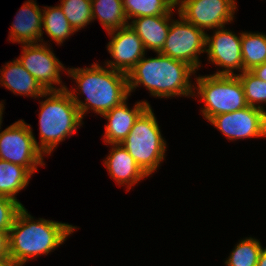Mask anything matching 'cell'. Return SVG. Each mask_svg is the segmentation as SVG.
I'll use <instances>...</instances> for the list:
<instances>
[{"label":"cell","instance_id":"obj_1","mask_svg":"<svg viewBox=\"0 0 266 266\" xmlns=\"http://www.w3.org/2000/svg\"><path fill=\"white\" fill-rule=\"evenodd\" d=\"M89 66L67 68L68 77L73 78L77 86L71 90L66 87V91L78 107L82 119L90 111L102 116L130 96L127 74L105 64L100 66L97 62ZM81 94L85 96L84 101L79 98Z\"/></svg>","mask_w":266,"mask_h":266},{"label":"cell","instance_id":"obj_2","mask_svg":"<svg viewBox=\"0 0 266 266\" xmlns=\"http://www.w3.org/2000/svg\"><path fill=\"white\" fill-rule=\"evenodd\" d=\"M72 224L45 218L35 219L25 206L18 212L8 233L9 255L13 266L57 250L75 230Z\"/></svg>","mask_w":266,"mask_h":266},{"label":"cell","instance_id":"obj_3","mask_svg":"<svg viewBox=\"0 0 266 266\" xmlns=\"http://www.w3.org/2000/svg\"><path fill=\"white\" fill-rule=\"evenodd\" d=\"M145 56L127 74L130 96L143 86L155 98L193 97L191 77L197 72L192 66L161 53L154 58Z\"/></svg>","mask_w":266,"mask_h":266},{"label":"cell","instance_id":"obj_4","mask_svg":"<svg viewBox=\"0 0 266 266\" xmlns=\"http://www.w3.org/2000/svg\"><path fill=\"white\" fill-rule=\"evenodd\" d=\"M40 101L39 150L47 157L66 138H70L83 125L78 107L66 90L46 91Z\"/></svg>","mask_w":266,"mask_h":266},{"label":"cell","instance_id":"obj_5","mask_svg":"<svg viewBox=\"0 0 266 266\" xmlns=\"http://www.w3.org/2000/svg\"><path fill=\"white\" fill-rule=\"evenodd\" d=\"M160 128L153 109L149 106L121 143L148 177L157 172L167 156V141Z\"/></svg>","mask_w":266,"mask_h":266},{"label":"cell","instance_id":"obj_6","mask_svg":"<svg viewBox=\"0 0 266 266\" xmlns=\"http://www.w3.org/2000/svg\"><path fill=\"white\" fill-rule=\"evenodd\" d=\"M193 98L204 102L200 113L207 122L214 116L231 113L248 106L238 76L194 75ZM197 91V92H196Z\"/></svg>","mask_w":266,"mask_h":266},{"label":"cell","instance_id":"obj_7","mask_svg":"<svg viewBox=\"0 0 266 266\" xmlns=\"http://www.w3.org/2000/svg\"><path fill=\"white\" fill-rule=\"evenodd\" d=\"M0 122V159L25 167L32 175L38 166H45V155L36 145L32 127L20 119L1 130Z\"/></svg>","mask_w":266,"mask_h":266},{"label":"cell","instance_id":"obj_8","mask_svg":"<svg viewBox=\"0 0 266 266\" xmlns=\"http://www.w3.org/2000/svg\"><path fill=\"white\" fill-rule=\"evenodd\" d=\"M178 19H171L165 44L161 54L172 59L183 61L192 66L196 71L200 70V56L206 50V31L185 21L180 15Z\"/></svg>","mask_w":266,"mask_h":266},{"label":"cell","instance_id":"obj_9","mask_svg":"<svg viewBox=\"0 0 266 266\" xmlns=\"http://www.w3.org/2000/svg\"><path fill=\"white\" fill-rule=\"evenodd\" d=\"M21 48L18 61L46 91L66 90L61 74L65 72L66 75L67 69L55 56L50 44H23Z\"/></svg>","mask_w":266,"mask_h":266},{"label":"cell","instance_id":"obj_10","mask_svg":"<svg viewBox=\"0 0 266 266\" xmlns=\"http://www.w3.org/2000/svg\"><path fill=\"white\" fill-rule=\"evenodd\" d=\"M236 0H178L176 10L185 21L203 31L226 27L235 19Z\"/></svg>","mask_w":266,"mask_h":266},{"label":"cell","instance_id":"obj_11","mask_svg":"<svg viewBox=\"0 0 266 266\" xmlns=\"http://www.w3.org/2000/svg\"><path fill=\"white\" fill-rule=\"evenodd\" d=\"M234 31L225 27L213 30V34H206L207 61L219 70L214 75L235 76L238 71L243 72V60L241 54V33L234 34ZM222 68V70H221ZM237 71V73L235 72Z\"/></svg>","mask_w":266,"mask_h":266},{"label":"cell","instance_id":"obj_12","mask_svg":"<svg viewBox=\"0 0 266 266\" xmlns=\"http://www.w3.org/2000/svg\"><path fill=\"white\" fill-rule=\"evenodd\" d=\"M229 141L266 138V112L255 107L224 113L209 121Z\"/></svg>","mask_w":266,"mask_h":266},{"label":"cell","instance_id":"obj_13","mask_svg":"<svg viewBox=\"0 0 266 266\" xmlns=\"http://www.w3.org/2000/svg\"><path fill=\"white\" fill-rule=\"evenodd\" d=\"M106 33L111 39L106 48L112 60H106L104 64L113 70L128 74L147 53L142 40L129 24Z\"/></svg>","mask_w":266,"mask_h":266},{"label":"cell","instance_id":"obj_14","mask_svg":"<svg viewBox=\"0 0 266 266\" xmlns=\"http://www.w3.org/2000/svg\"><path fill=\"white\" fill-rule=\"evenodd\" d=\"M127 101L128 98L101 116L107 121L103 135V142L106 146L108 144H121L138 117L151 106L148 101L139 100L130 108Z\"/></svg>","mask_w":266,"mask_h":266},{"label":"cell","instance_id":"obj_15","mask_svg":"<svg viewBox=\"0 0 266 266\" xmlns=\"http://www.w3.org/2000/svg\"><path fill=\"white\" fill-rule=\"evenodd\" d=\"M43 7L36 0H27L16 13L9 31V42L18 44L41 43Z\"/></svg>","mask_w":266,"mask_h":266},{"label":"cell","instance_id":"obj_16","mask_svg":"<svg viewBox=\"0 0 266 266\" xmlns=\"http://www.w3.org/2000/svg\"><path fill=\"white\" fill-rule=\"evenodd\" d=\"M110 151L103 160L109 176L118 186H125L127 192L131 187L145 180L148 176L138 166L133 157L121 144H108Z\"/></svg>","mask_w":266,"mask_h":266},{"label":"cell","instance_id":"obj_17","mask_svg":"<svg viewBox=\"0 0 266 266\" xmlns=\"http://www.w3.org/2000/svg\"><path fill=\"white\" fill-rule=\"evenodd\" d=\"M0 86L10 90L15 95L32 98H43L46 90L40 83L14 59L5 63L0 69Z\"/></svg>","mask_w":266,"mask_h":266},{"label":"cell","instance_id":"obj_18","mask_svg":"<svg viewBox=\"0 0 266 266\" xmlns=\"http://www.w3.org/2000/svg\"><path fill=\"white\" fill-rule=\"evenodd\" d=\"M175 9L177 8L175 7L170 13L165 15L138 17L128 22L142 40L146 51L161 52Z\"/></svg>","mask_w":266,"mask_h":266},{"label":"cell","instance_id":"obj_19","mask_svg":"<svg viewBox=\"0 0 266 266\" xmlns=\"http://www.w3.org/2000/svg\"><path fill=\"white\" fill-rule=\"evenodd\" d=\"M31 177L25 167L0 159V196L14 199L24 207L16 195L28 186Z\"/></svg>","mask_w":266,"mask_h":266},{"label":"cell","instance_id":"obj_20","mask_svg":"<svg viewBox=\"0 0 266 266\" xmlns=\"http://www.w3.org/2000/svg\"><path fill=\"white\" fill-rule=\"evenodd\" d=\"M43 26H42V38L41 43L48 44L47 40L44 41V31L50 41H53L57 45H62L65 40L74 35L75 30L69 24L66 16L59 5L56 6H44L43 8Z\"/></svg>","mask_w":266,"mask_h":266},{"label":"cell","instance_id":"obj_21","mask_svg":"<svg viewBox=\"0 0 266 266\" xmlns=\"http://www.w3.org/2000/svg\"><path fill=\"white\" fill-rule=\"evenodd\" d=\"M92 17L106 32L128 25L122 0H91Z\"/></svg>","mask_w":266,"mask_h":266},{"label":"cell","instance_id":"obj_22","mask_svg":"<svg viewBox=\"0 0 266 266\" xmlns=\"http://www.w3.org/2000/svg\"><path fill=\"white\" fill-rule=\"evenodd\" d=\"M241 54L243 71H251L266 62V34L243 31L241 33Z\"/></svg>","mask_w":266,"mask_h":266},{"label":"cell","instance_id":"obj_23","mask_svg":"<svg viewBox=\"0 0 266 266\" xmlns=\"http://www.w3.org/2000/svg\"><path fill=\"white\" fill-rule=\"evenodd\" d=\"M128 21L138 17L158 16L170 13L176 7L175 0H122Z\"/></svg>","mask_w":266,"mask_h":266},{"label":"cell","instance_id":"obj_24","mask_svg":"<svg viewBox=\"0 0 266 266\" xmlns=\"http://www.w3.org/2000/svg\"><path fill=\"white\" fill-rule=\"evenodd\" d=\"M262 248L260 239L247 236L237 242L224 264L226 266H256Z\"/></svg>","mask_w":266,"mask_h":266},{"label":"cell","instance_id":"obj_25","mask_svg":"<svg viewBox=\"0 0 266 266\" xmlns=\"http://www.w3.org/2000/svg\"><path fill=\"white\" fill-rule=\"evenodd\" d=\"M69 24L78 32L93 22L91 0H59Z\"/></svg>","mask_w":266,"mask_h":266},{"label":"cell","instance_id":"obj_26","mask_svg":"<svg viewBox=\"0 0 266 266\" xmlns=\"http://www.w3.org/2000/svg\"><path fill=\"white\" fill-rule=\"evenodd\" d=\"M242 83L248 106L259 108L266 112V82L256 77L251 71L237 74Z\"/></svg>","mask_w":266,"mask_h":266},{"label":"cell","instance_id":"obj_27","mask_svg":"<svg viewBox=\"0 0 266 266\" xmlns=\"http://www.w3.org/2000/svg\"><path fill=\"white\" fill-rule=\"evenodd\" d=\"M23 206L14 199L0 196V231H10L18 212Z\"/></svg>","mask_w":266,"mask_h":266},{"label":"cell","instance_id":"obj_28","mask_svg":"<svg viewBox=\"0 0 266 266\" xmlns=\"http://www.w3.org/2000/svg\"><path fill=\"white\" fill-rule=\"evenodd\" d=\"M0 258H10L8 232L0 231Z\"/></svg>","mask_w":266,"mask_h":266},{"label":"cell","instance_id":"obj_29","mask_svg":"<svg viewBox=\"0 0 266 266\" xmlns=\"http://www.w3.org/2000/svg\"><path fill=\"white\" fill-rule=\"evenodd\" d=\"M251 72L259 79L266 82V62L263 64L255 66Z\"/></svg>","mask_w":266,"mask_h":266},{"label":"cell","instance_id":"obj_30","mask_svg":"<svg viewBox=\"0 0 266 266\" xmlns=\"http://www.w3.org/2000/svg\"><path fill=\"white\" fill-rule=\"evenodd\" d=\"M256 266H266V247L263 246Z\"/></svg>","mask_w":266,"mask_h":266},{"label":"cell","instance_id":"obj_31","mask_svg":"<svg viewBox=\"0 0 266 266\" xmlns=\"http://www.w3.org/2000/svg\"><path fill=\"white\" fill-rule=\"evenodd\" d=\"M0 266H13L10 258H0Z\"/></svg>","mask_w":266,"mask_h":266},{"label":"cell","instance_id":"obj_32","mask_svg":"<svg viewBox=\"0 0 266 266\" xmlns=\"http://www.w3.org/2000/svg\"><path fill=\"white\" fill-rule=\"evenodd\" d=\"M5 109V106H4V101L2 100V101H0V122L2 121V119H3V110Z\"/></svg>","mask_w":266,"mask_h":266}]
</instances>
